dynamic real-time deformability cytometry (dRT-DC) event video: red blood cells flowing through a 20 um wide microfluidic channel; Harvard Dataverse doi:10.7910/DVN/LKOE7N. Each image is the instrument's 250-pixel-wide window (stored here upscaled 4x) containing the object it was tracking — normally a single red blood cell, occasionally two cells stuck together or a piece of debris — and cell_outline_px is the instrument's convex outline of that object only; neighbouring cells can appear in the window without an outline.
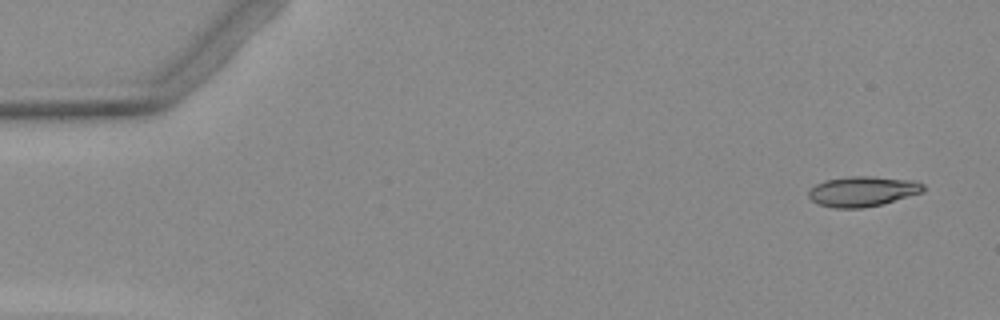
{"species": "Egyptian fruit bat (a non-hibernating species)", "species_latin": "Rousettus aegyptiacus", "temperature_condition": "warm", "stored_images_in_passage": 5, "camera_frame_rate_fps": 3000, "um_per_image_px": 0.085, "animal": {"sex": "female"}, "frame": {"image": 1, "passage_image": 1, "time_ms": 0.0, "image_size_px": [1000, 320], "cell_outline_px": [[924, 192], [884, 204], [864, 208], [836, 208], [820, 204], [812, 200], [808, 196], [808, 192], [816, 184], [824, 180], [848, 176], [872, 176], [916, 180], [924, 184]], "centroid_in_image_um": [73.37, 16.26], "position_along_channel_um": 11.6, "area_um2": 20.4}}
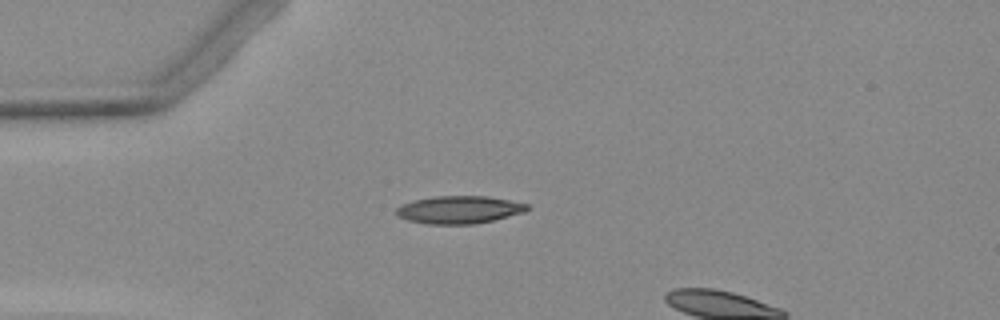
{"frame": {"image": 2, "passage_image": 4, "time_ms": 3.667, "image_size_px": [1000, 320], "cell_outline_px": [[528, 208], [524, 212], [492, 220], [472, 224], [428, 224], [408, 220], [400, 216], [396, 212], [396, 208], [400, 204], [416, 200], [436, 196], [488, 196], [528, 204]], "centroid_in_image_um": [39.01, 17.82], "position_along_channel_um": 46.0, "area_um2": 20.81}}